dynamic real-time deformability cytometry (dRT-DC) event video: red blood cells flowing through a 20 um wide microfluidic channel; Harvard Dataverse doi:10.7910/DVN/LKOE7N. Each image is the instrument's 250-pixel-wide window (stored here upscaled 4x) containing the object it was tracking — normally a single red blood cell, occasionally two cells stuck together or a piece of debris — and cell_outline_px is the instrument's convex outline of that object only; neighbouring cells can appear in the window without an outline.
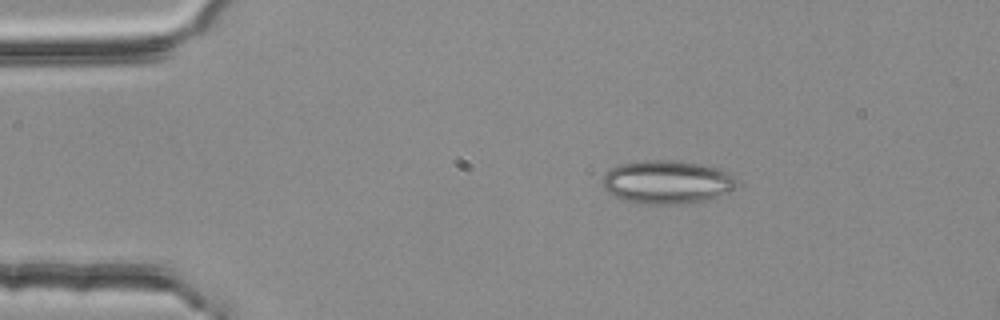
{"species": "common noctule bat (a hibernating species)", "species_latin": "Nyctalus noctula", "temperature_condition": "room temperature", "stored_images_in_passage": 3, "segment_of_instrument_passage": [1, 2], "camera_frame_rate_fps": 3000, "um_per_image_px": 0.085, "animal": {"sex": "female", "body_mass_g": 25.1}, "frame": {"image": 1, "passage_image": 1, "time_ms": 0.0, "image_size_px": [1000, 320], "cell_outline_px": [[736, 180], [732, 188], [728, 192], [704, 200], [680, 204], [640, 204], [624, 200], [612, 196], [604, 188], [604, 176], [612, 168], [620, 164], [640, 160], [676, 160], [704, 164], [728, 172]], "centroid_in_image_um": [56.66, 15.47], "position_along_channel_um": 28.3, "area_um2": 33.76}}